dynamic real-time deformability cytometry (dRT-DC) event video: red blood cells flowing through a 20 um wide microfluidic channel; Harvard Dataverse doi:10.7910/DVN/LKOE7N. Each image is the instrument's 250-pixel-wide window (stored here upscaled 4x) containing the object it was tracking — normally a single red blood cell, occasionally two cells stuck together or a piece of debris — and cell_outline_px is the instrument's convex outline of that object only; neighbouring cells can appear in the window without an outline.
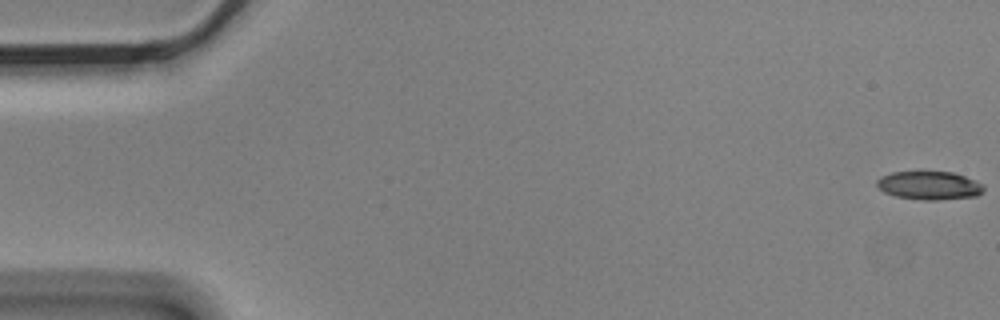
{"species": "Egyptian fruit bat (a non-hibernating species)", "species_latin": "Rousettus aegyptiacus", "temperature_condition": "cold", "stored_images_in_passage": 8, "camera_frame_rate_fps": 3000, "um_per_image_px": 0.085, "animal": {"sex": "male"}, "frame": {"image": 1, "passage_image": 1, "time_ms": 0.0, "image_size_px": [1000, 320], "cell_outline_px": [[984, 188], [976, 196], [940, 200], [924, 200], [896, 196], [884, 192], [876, 184], [876, 180], [880, 176], [892, 172], [952, 172], [976, 180], [984, 184]], "centroid_in_image_um": [78.99, 15.76], "position_along_channel_um": 6.0, "area_um2": 17.63}}
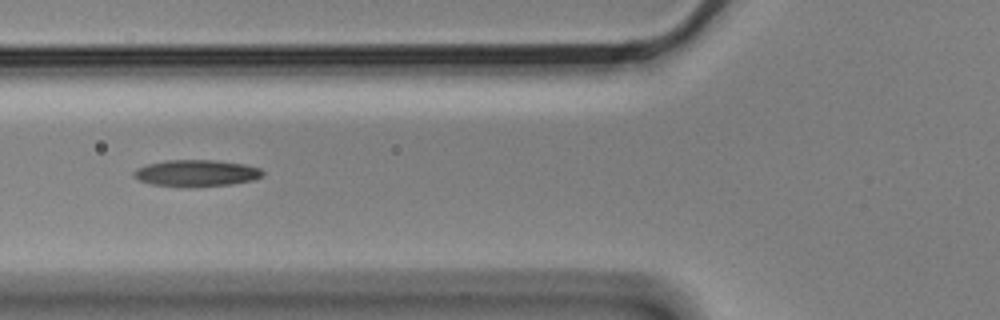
{"frame": {"image": 2, "passage_image": 7, "time_ms": 2.0, "image_size_px": [1000, 320], "cell_outline_px": [[264, 176], [252, 180], [232, 184], [152, 184], [140, 180], [132, 176], [132, 172], [136, 168], [148, 164], [164, 160], [212, 160], [244, 164], [260, 168], [264, 172]], "centroid_in_image_um": [16.7, 14.66], "position_along_channel_um": 109.1, "area_um2": 19.07}}
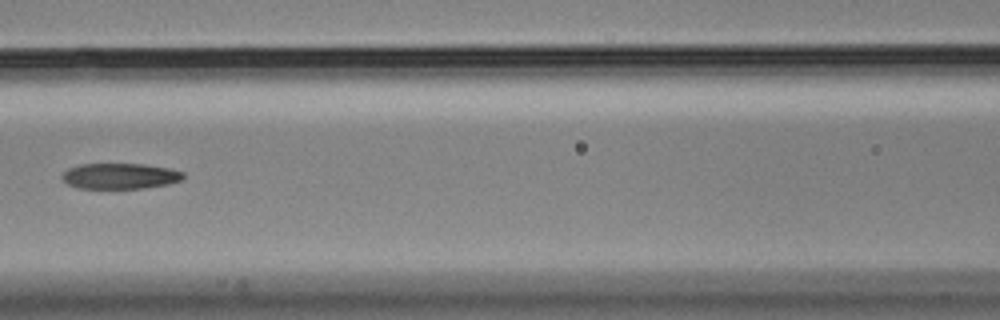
{"frame": {"image": 3, "passage_image": 8, "time_ms": 2.333, "image_size_px": [1000, 320], "cell_outline_px": [[184, 176], [180, 180], [168, 184], [144, 188], [80, 188], [68, 184], [60, 176], [68, 168], [80, 164], [144, 164], [172, 168], [184, 172]], "centroid_in_image_um": [10.22, 14.95], "position_along_channel_um": 156.4, "area_um2": 18.15}}